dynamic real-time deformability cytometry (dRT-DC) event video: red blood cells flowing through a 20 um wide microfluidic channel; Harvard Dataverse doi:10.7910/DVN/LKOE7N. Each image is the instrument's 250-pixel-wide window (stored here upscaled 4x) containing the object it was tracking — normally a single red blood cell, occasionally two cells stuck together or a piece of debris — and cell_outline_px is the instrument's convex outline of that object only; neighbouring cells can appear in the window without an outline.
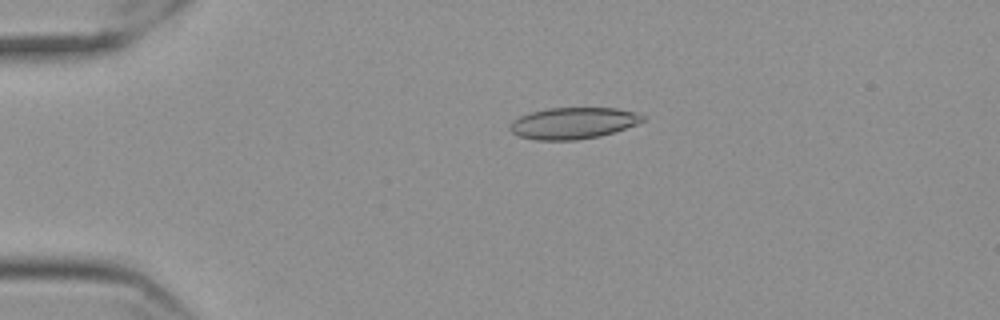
{"species": "Egyptian fruit bat (a non-hibernating species)", "species_latin": "Rousettus aegyptiacus", "temperature_condition": "cold", "stored_images_in_passage": 49, "camera_frame_rate_fps": 3000, "um_per_image_px": 0.085, "frame": {"image": 1, "passage_image": 5, "time_ms": 1.333, "image_size_px": [1000, 320], "cell_outline_px": [[644, 120], [636, 124], [600, 136], [576, 140], [536, 140], [520, 136], [512, 132], [508, 128], [512, 120], [520, 116], [532, 112], [548, 108], [616, 108], [636, 112], [644, 116]], "centroid_in_image_um": [48.69, 10.46], "position_along_channel_um": 36.3, "area_um2": 24.16}}
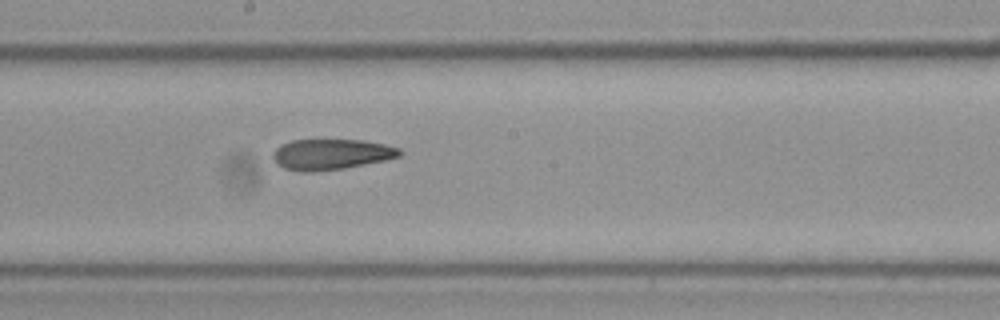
{"frame": {"image": 2, "passage_image": 24, "time_ms": 7.667, "image_size_px": [1000, 320], "cell_outline_px": [[404, 152], [400, 156], [384, 160], [344, 168], [312, 172], [308, 172], [284, 168], [276, 164], [272, 156], [272, 152], [280, 144], [292, 140], [364, 140], [384, 144], [400, 148]], "centroid_in_image_um": [28.14, 13.11], "position_along_channel_um": 220.1, "area_um2": 22.66}}
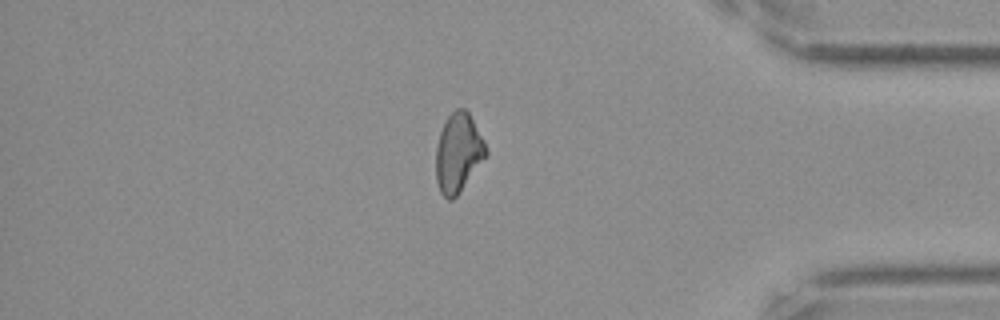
{"frame": {"image": 3, "passage_image": 41, "time_ms": 13.333, "image_size_px": [1000, 320], "cell_outline_px": [[488, 156], [456, 196], [452, 200], [448, 200], [440, 192], [436, 180], [436, 148], [440, 132], [448, 116], [456, 108], [464, 108], [468, 112], [484, 140], [488, 152]], "centroid_in_image_um": [38.96, 13.0], "position_along_channel_um": 396.2, "area_um2": 23.0}, "authors_computed_cell_mechanics": {"area_um2": 23.3512, "velocity_mm_per_s": 3.574, "shape_relaxation_time_tau1_ms": null, "shape_relaxation_time_tau2_ms": 5.347, "deformation_change_tau1": null, "deformation_change_tau2": 0.1437}}